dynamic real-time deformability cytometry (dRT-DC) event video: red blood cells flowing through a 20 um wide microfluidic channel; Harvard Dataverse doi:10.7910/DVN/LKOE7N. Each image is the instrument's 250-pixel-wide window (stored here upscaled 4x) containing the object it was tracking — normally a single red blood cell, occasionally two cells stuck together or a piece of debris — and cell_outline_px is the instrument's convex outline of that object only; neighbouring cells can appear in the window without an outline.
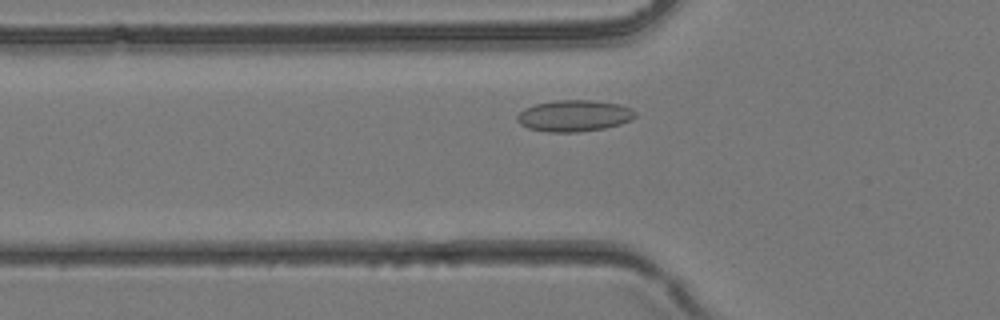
{"species": "common noctule bat (a hibernating species)", "species_latin": "Nyctalus noctula", "temperature_condition": "room temperature", "stored_images_in_passage": 33, "camera_frame_rate_fps": 3000, "um_per_image_px": 0.085, "animal": {"sex": "female", "body_mass_g": 24.6, "forearm_length_mm": 56.2}, "frame": {"image": 1, "passage_image": 7, "time_ms": 2.0, "image_size_px": [1000, 320], "cell_outline_px": [[636, 116], [632, 120], [620, 124], [604, 128], [576, 132], [548, 132], [528, 128], [520, 124], [516, 120], [516, 116], [524, 108], [536, 104], [556, 100], [592, 100], [620, 104], [636, 112]], "centroid_in_image_um": [48.79, 9.84], "position_along_channel_um": 77.0, "area_um2": 21.62}}
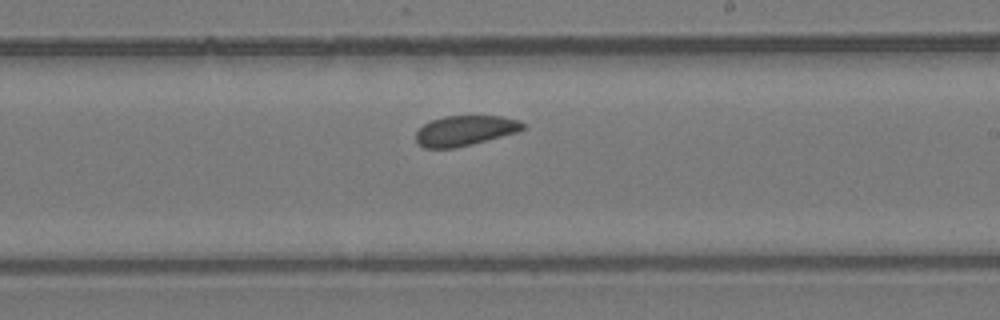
{"frame": {"image": 2, "passage_image": 17, "time_ms": 5.333, "image_size_px": [1000, 320], "cell_outline_px": [[524, 128], [516, 132], [472, 144], [456, 148], [424, 148], [416, 144], [416, 132], [424, 124], [432, 120], [444, 116], [500, 116], [520, 120], [524, 124]], "centroid_in_image_um": [39.49, 11.11], "position_along_channel_um": 249.5, "area_um2": 18.73}}
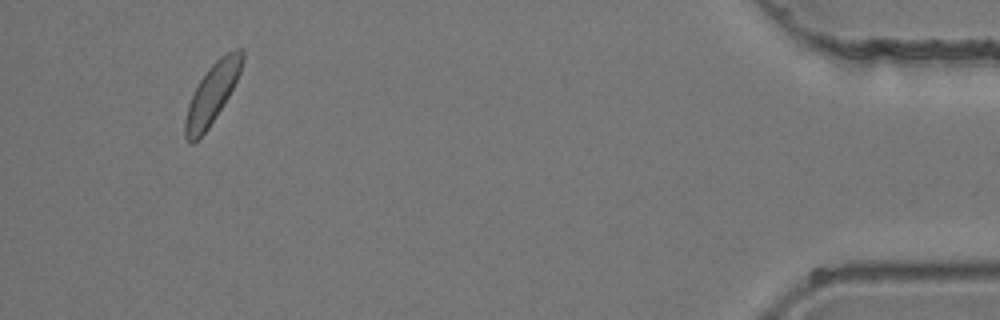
{"frame": {"image": 3, "passage_image": 31, "time_ms": 10.0, "image_size_px": [1000, 320], "cell_outline_px": [[244, 56], [240, 72], [228, 96], [216, 116], [208, 128], [192, 144], [188, 144], [184, 136], [184, 120], [188, 104], [200, 80], [208, 68], [220, 56], [232, 48], [244, 48]], "centroid_in_image_um": [18.02, 7.94], "position_along_channel_um": 417.2, "area_um2": 19.77}}